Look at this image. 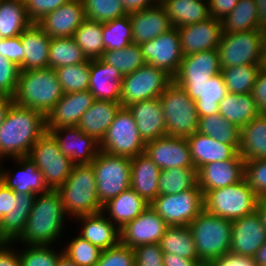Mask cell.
<instances>
[{"mask_svg":"<svg viewBox=\"0 0 266 266\" xmlns=\"http://www.w3.org/2000/svg\"><path fill=\"white\" fill-rule=\"evenodd\" d=\"M46 131L45 116L13 103L0 127V159L26 157Z\"/></svg>","mask_w":266,"mask_h":266,"instance_id":"cell-1","label":"cell"},{"mask_svg":"<svg viewBox=\"0 0 266 266\" xmlns=\"http://www.w3.org/2000/svg\"><path fill=\"white\" fill-rule=\"evenodd\" d=\"M65 216L67 214L57 190L36 195L24 231L14 242L25 243V246L55 243L61 237Z\"/></svg>","mask_w":266,"mask_h":266,"instance_id":"cell-2","label":"cell"},{"mask_svg":"<svg viewBox=\"0 0 266 266\" xmlns=\"http://www.w3.org/2000/svg\"><path fill=\"white\" fill-rule=\"evenodd\" d=\"M63 94L55 69L47 67L21 71L13 101L46 117Z\"/></svg>","mask_w":266,"mask_h":266,"instance_id":"cell-3","label":"cell"},{"mask_svg":"<svg viewBox=\"0 0 266 266\" xmlns=\"http://www.w3.org/2000/svg\"><path fill=\"white\" fill-rule=\"evenodd\" d=\"M198 258L203 265L229 253L232 221L213 215L203 209L188 225Z\"/></svg>","mask_w":266,"mask_h":266,"instance_id":"cell-4","label":"cell"},{"mask_svg":"<svg viewBox=\"0 0 266 266\" xmlns=\"http://www.w3.org/2000/svg\"><path fill=\"white\" fill-rule=\"evenodd\" d=\"M57 191L65 213L73 218L102 211L92 164L74 165L68 179Z\"/></svg>","mask_w":266,"mask_h":266,"instance_id":"cell-5","label":"cell"},{"mask_svg":"<svg viewBox=\"0 0 266 266\" xmlns=\"http://www.w3.org/2000/svg\"><path fill=\"white\" fill-rule=\"evenodd\" d=\"M159 100L163 109L167 135L188 137L198 130L199 117L196 103L174 80L159 96Z\"/></svg>","mask_w":266,"mask_h":266,"instance_id":"cell-6","label":"cell"},{"mask_svg":"<svg viewBox=\"0 0 266 266\" xmlns=\"http://www.w3.org/2000/svg\"><path fill=\"white\" fill-rule=\"evenodd\" d=\"M258 199L245 179L227 187L208 191L203 196L206 211L231 221L254 213L257 210Z\"/></svg>","mask_w":266,"mask_h":266,"instance_id":"cell-7","label":"cell"},{"mask_svg":"<svg viewBox=\"0 0 266 266\" xmlns=\"http://www.w3.org/2000/svg\"><path fill=\"white\" fill-rule=\"evenodd\" d=\"M97 185V195L103 206L130 188L131 158L99 151L91 163Z\"/></svg>","mask_w":266,"mask_h":266,"instance_id":"cell-8","label":"cell"},{"mask_svg":"<svg viewBox=\"0 0 266 266\" xmlns=\"http://www.w3.org/2000/svg\"><path fill=\"white\" fill-rule=\"evenodd\" d=\"M265 38L263 29L222 34L217 48L220 68L261 64Z\"/></svg>","mask_w":266,"mask_h":266,"instance_id":"cell-9","label":"cell"},{"mask_svg":"<svg viewBox=\"0 0 266 266\" xmlns=\"http://www.w3.org/2000/svg\"><path fill=\"white\" fill-rule=\"evenodd\" d=\"M28 157L42 172L49 190H58L68 179L75 165L61 152L57 141L48 131L38 138Z\"/></svg>","mask_w":266,"mask_h":266,"instance_id":"cell-10","label":"cell"},{"mask_svg":"<svg viewBox=\"0 0 266 266\" xmlns=\"http://www.w3.org/2000/svg\"><path fill=\"white\" fill-rule=\"evenodd\" d=\"M173 78L164 70L145 64L134 72L124 75L121 82L120 104H130L159 97Z\"/></svg>","mask_w":266,"mask_h":266,"instance_id":"cell-11","label":"cell"},{"mask_svg":"<svg viewBox=\"0 0 266 266\" xmlns=\"http://www.w3.org/2000/svg\"><path fill=\"white\" fill-rule=\"evenodd\" d=\"M145 145L131 112L127 107H121L100 143V150L111 155L134 158L145 152Z\"/></svg>","mask_w":266,"mask_h":266,"instance_id":"cell-12","label":"cell"},{"mask_svg":"<svg viewBox=\"0 0 266 266\" xmlns=\"http://www.w3.org/2000/svg\"><path fill=\"white\" fill-rule=\"evenodd\" d=\"M168 226H188L204 209L198 184L178 194L158 195L150 204Z\"/></svg>","mask_w":266,"mask_h":266,"instance_id":"cell-13","label":"cell"},{"mask_svg":"<svg viewBox=\"0 0 266 266\" xmlns=\"http://www.w3.org/2000/svg\"><path fill=\"white\" fill-rule=\"evenodd\" d=\"M146 64L164 70L174 78L180 68L183 54L180 35L173 27L153 40L140 44Z\"/></svg>","mask_w":266,"mask_h":266,"instance_id":"cell-14","label":"cell"},{"mask_svg":"<svg viewBox=\"0 0 266 266\" xmlns=\"http://www.w3.org/2000/svg\"><path fill=\"white\" fill-rule=\"evenodd\" d=\"M161 170L195 168L186 137L166 135L145 145L144 152Z\"/></svg>","mask_w":266,"mask_h":266,"instance_id":"cell-15","label":"cell"},{"mask_svg":"<svg viewBox=\"0 0 266 266\" xmlns=\"http://www.w3.org/2000/svg\"><path fill=\"white\" fill-rule=\"evenodd\" d=\"M168 224L149 205L134 220L120 229V243L130 248L159 243Z\"/></svg>","mask_w":266,"mask_h":266,"instance_id":"cell-16","label":"cell"},{"mask_svg":"<svg viewBox=\"0 0 266 266\" xmlns=\"http://www.w3.org/2000/svg\"><path fill=\"white\" fill-rule=\"evenodd\" d=\"M266 242V231L257 210L232 221L231 247L229 253L254 257Z\"/></svg>","mask_w":266,"mask_h":266,"instance_id":"cell-17","label":"cell"},{"mask_svg":"<svg viewBox=\"0 0 266 266\" xmlns=\"http://www.w3.org/2000/svg\"><path fill=\"white\" fill-rule=\"evenodd\" d=\"M46 131L53 135L61 152L69 157L75 165L91 164L100 151V143L77 126Z\"/></svg>","mask_w":266,"mask_h":266,"instance_id":"cell-18","label":"cell"},{"mask_svg":"<svg viewBox=\"0 0 266 266\" xmlns=\"http://www.w3.org/2000/svg\"><path fill=\"white\" fill-rule=\"evenodd\" d=\"M183 56L217 49L223 31L221 20L209 17L205 21L177 28Z\"/></svg>","mask_w":266,"mask_h":266,"instance_id":"cell-19","label":"cell"},{"mask_svg":"<svg viewBox=\"0 0 266 266\" xmlns=\"http://www.w3.org/2000/svg\"><path fill=\"white\" fill-rule=\"evenodd\" d=\"M89 90L64 93L52 110L46 115V130L77 126L82 115L94 103Z\"/></svg>","mask_w":266,"mask_h":266,"instance_id":"cell-20","label":"cell"},{"mask_svg":"<svg viewBox=\"0 0 266 266\" xmlns=\"http://www.w3.org/2000/svg\"><path fill=\"white\" fill-rule=\"evenodd\" d=\"M86 19L82 0H70L44 15L36 23L51 38L73 37L74 32Z\"/></svg>","mask_w":266,"mask_h":266,"instance_id":"cell-21","label":"cell"},{"mask_svg":"<svg viewBox=\"0 0 266 266\" xmlns=\"http://www.w3.org/2000/svg\"><path fill=\"white\" fill-rule=\"evenodd\" d=\"M245 161L238 154L233 160L211 162L197 170L198 186L203 196L213 189L238 183L244 179Z\"/></svg>","mask_w":266,"mask_h":266,"instance_id":"cell-22","label":"cell"},{"mask_svg":"<svg viewBox=\"0 0 266 266\" xmlns=\"http://www.w3.org/2000/svg\"><path fill=\"white\" fill-rule=\"evenodd\" d=\"M133 33V43L141 44L167 32L173 26L164 6L159 2L146 9L129 13Z\"/></svg>","mask_w":266,"mask_h":266,"instance_id":"cell-23","label":"cell"},{"mask_svg":"<svg viewBox=\"0 0 266 266\" xmlns=\"http://www.w3.org/2000/svg\"><path fill=\"white\" fill-rule=\"evenodd\" d=\"M127 108L131 112L145 143L167 135L159 97L130 104Z\"/></svg>","mask_w":266,"mask_h":266,"instance_id":"cell-24","label":"cell"},{"mask_svg":"<svg viewBox=\"0 0 266 266\" xmlns=\"http://www.w3.org/2000/svg\"><path fill=\"white\" fill-rule=\"evenodd\" d=\"M219 73V53L217 49H211L183 56L179 71L173 80L176 83H200Z\"/></svg>","mask_w":266,"mask_h":266,"instance_id":"cell-25","label":"cell"},{"mask_svg":"<svg viewBox=\"0 0 266 266\" xmlns=\"http://www.w3.org/2000/svg\"><path fill=\"white\" fill-rule=\"evenodd\" d=\"M196 103L198 117L219 113V102L228 94L222 73L200 83H177Z\"/></svg>","mask_w":266,"mask_h":266,"instance_id":"cell-26","label":"cell"},{"mask_svg":"<svg viewBox=\"0 0 266 266\" xmlns=\"http://www.w3.org/2000/svg\"><path fill=\"white\" fill-rule=\"evenodd\" d=\"M14 160L19 163L15 176L5 171L0 166V182L12 189L15 193L44 194L49 191L43 178L42 172L28 157H17Z\"/></svg>","mask_w":266,"mask_h":266,"instance_id":"cell-27","label":"cell"},{"mask_svg":"<svg viewBox=\"0 0 266 266\" xmlns=\"http://www.w3.org/2000/svg\"><path fill=\"white\" fill-rule=\"evenodd\" d=\"M123 75L100 59H90L89 91L95 100L120 102Z\"/></svg>","mask_w":266,"mask_h":266,"instance_id":"cell-28","label":"cell"},{"mask_svg":"<svg viewBox=\"0 0 266 266\" xmlns=\"http://www.w3.org/2000/svg\"><path fill=\"white\" fill-rule=\"evenodd\" d=\"M189 144L192 161L198 170L211 162L233 160L239 153L231 144H223L207 135L195 132L186 137Z\"/></svg>","mask_w":266,"mask_h":266,"instance_id":"cell-29","label":"cell"},{"mask_svg":"<svg viewBox=\"0 0 266 266\" xmlns=\"http://www.w3.org/2000/svg\"><path fill=\"white\" fill-rule=\"evenodd\" d=\"M51 37L37 24L32 23L21 34L24 49V62L21 71L36 70L49 67V46Z\"/></svg>","mask_w":266,"mask_h":266,"instance_id":"cell-30","label":"cell"},{"mask_svg":"<svg viewBox=\"0 0 266 266\" xmlns=\"http://www.w3.org/2000/svg\"><path fill=\"white\" fill-rule=\"evenodd\" d=\"M162 170L145 154L131 158L132 188L149 204L159 195V175Z\"/></svg>","mask_w":266,"mask_h":266,"instance_id":"cell-31","label":"cell"},{"mask_svg":"<svg viewBox=\"0 0 266 266\" xmlns=\"http://www.w3.org/2000/svg\"><path fill=\"white\" fill-rule=\"evenodd\" d=\"M104 215V212L100 211L76 217L78 221H82L81 225L83 224L79 236L101 250L109 249L120 242V229Z\"/></svg>","mask_w":266,"mask_h":266,"instance_id":"cell-32","label":"cell"},{"mask_svg":"<svg viewBox=\"0 0 266 266\" xmlns=\"http://www.w3.org/2000/svg\"><path fill=\"white\" fill-rule=\"evenodd\" d=\"M121 107L120 102L95 100L90 108L82 115L77 127L101 143Z\"/></svg>","mask_w":266,"mask_h":266,"instance_id":"cell-33","label":"cell"},{"mask_svg":"<svg viewBox=\"0 0 266 266\" xmlns=\"http://www.w3.org/2000/svg\"><path fill=\"white\" fill-rule=\"evenodd\" d=\"M35 197V193H15L13 191L12 211L3 218L0 226V242H14L22 234Z\"/></svg>","mask_w":266,"mask_h":266,"instance_id":"cell-34","label":"cell"},{"mask_svg":"<svg viewBox=\"0 0 266 266\" xmlns=\"http://www.w3.org/2000/svg\"><path fill=\"white\" fill-rule=\"evenodd\" d=\"M149 203L132 188L122 192L103 205L102 211L109 213L110 220L121 229L124 225L140 215Z\"/></svg>","mask_w":266,"mask_h":266,"instance_id":"cell-35","label":"cell"},{"mask_svg":"<svg viewBox=\"0 0 266 266\" xmlns=\"http://www.w3.org/2000/svg\"><path fill=\"white\" fill-rule=\"evenodd\" d=\"M238 153L242 159H266V114H260L241 128Z\"/></svg>","mask_w":266,"mask_h":266,"instance_id":"cell-36","label":"cell"},{"mask_svg":"<svg viewBox=\"0 0 266 266\" xmlns=\"http://www.w3.org/2000/svg\"><path fill=\"white\" fill-rule=\"evenodd\" d=\"M160 3L175 28L205 21L210 17L208 0H160Z\"/></svg>","mask_w":266,"mask_h":266,"instance_id":"cell-37","label":"cell"},{"mask_svg":"<svg viewBox=\"0 0 266 266\" xmlns=\"http://www.w3.org/2000/svg\"><path fill=\"white\" fill-rule=\"evenodd\" d=\"M219 114L240 129L260 115L252 93H228L219 102Z\"/></svg>","mask_w":266,"mask_h":266,"instance_id":"cell-38","label":"cell"},{"mask_svg":"<svg viewBox=\"0 0 266 266\" xmlns=\"http://www.w3.org/2000/svg\"><path fill=\"white\" fill-rule=\"evenodd\" d=\"M32 23L24 0L0 1V36L3 39L21 35Z\"/></svg>","mask_w":266,"mask_h":266,"instance_id":"cell-39","label":"cell"},{"mask_svg":"<svg viewBox=\"0 0 266 266\" xmlns=\"http://www.w3.org/2000/svg\"><path fill=\"white\" fill-rule=\"evenodd\" d=\"M223 34L261 29L256 0H239L230 14L221 20Z\"/></svg>","mask_w":266,"mask_h":266,"instance_id":"cell-40","label":"cell"},{"mask_svg":"<svg viewBox=\"0 0 266 266\" xmlns=\"http://www.w3.org/2000/svg\"><path fill=\"white\" fill-rule=\"evenodd\" d=\"M197 132L223 144H231L239 150L241 129L219 113L199 117Z\"/></svg>","mask_w":266,"mask_h":266,"instance_id":"cell-41","label":"cell"},{"mask_svg":"<svg viewBox=\"0 0 266 266\" xmlns=\"http://www.w3.org/2000/svg\"><path fill=\"white\" fill-rule=\"evenodd\" d=\"M159 245L163 253L176 254L187 259H199L188 226H168Z\"/></svg>","mask_w":266,"mask_h":266,"instance_id":"cell-42","label":"cell"},{"mask_svg":"<svg viewBox=\"0 0 266 266\" xmlns=\"http://www.w3.org/2000/svg\"><path fill=\"white\" fill-rule=\"evenodd\" d=\"M87 60L73 37L51 38L49 46L50 68L76 65Z\"/></svg>","mask_w":266,"mask_h":266,"instance_id":"cell-43","label":"cell"},{"mask_svg":"<svg viewBox=\"0 0 266 266\" xmlns=\"http://www.w3.org/2000/svg\"><path fill=\"white\" fill-rule=\"evenodd\" d=\"M198 184L196 168H167L159 175V195L178 194Z\"/></svg>","mask_w":266,"mask_h":266,"instance_id":"cell-44","label":"cell"},{"mask_svg":"<svg viewBox=\"0 0 266 266\" xmlns=\"http://www.w3.org/2000/svg\"><path fill=\"white\" fill-rule=\"evenodd\" d=\"M103 23L85 19L73 38L87 59H99L104 52Z\"/></svg>","mask_w":266,"mask_h":266,"instance_id":"cell-45","label":"cell"},{"mask_svg":"<svg viewBox=\"0 0 266 266\" xmlns=\"http://www.w3.org/2000/svg\"><path fill=\"white\" fill-rule=\"evenodd\" d=\"M99 59L118 69L123 76L146 64L140 45L135 43L120 50H105Z\"/></svg>","mask_w":266,"mask_h":266,"instance_id":"cell-46","label":"cell"},{"mask_svg":"<svg viewBox=\"0 0 266 266\" xmlns=\"http://www.w3.org/2000/svg\"><path fill=\"white\" fill-rule=\"evenodd\" d=\"M261 64H246L221 69L228 93H251Z\"/></svg>","mask_w":266,"mask_h":266,"instance_id":"cell-47","label":"cell"},{"mask_svg":"<svg viewBox=\"0 0 266 266\" xmlns=\"http://www.w3.org/2000/svg\"><path fill=\"white\" fill-rule=\"evenodd\" d=\"M102 34L104 51L120 50L133 43L129 14L103 23Z\"/></svg>","mask_w":266,"mask_h":266,"instance_id":"cell-48","label":"cell"},{"mask_svg":"<svg viewBox=\"0 0 266 266\" xmlns=\"http://www.w3.org/2000/svg\"><path fill=\"white\" fill-rule=\"evenodd\" d=\"M55 71L64 93L89 89L90 59L80 64L56 68Z\"/></svg>","mask_w":266,"mask_h":266,"instance_id":"cell-49","label":"cell"},{"mask_svg":"<svg viewBox=\"0 0 266 266\" xmlns=\"http://www.w3.org/2000/svg\"><path fill=\"white\" fill-rule=\"evenodd\" d=\"M88 20L105 23L126 14L121 0H82Z\"/></svg>","mask_w":266,"mask_h":266,"instance_id":"cell-50","label":"cell"},{"mask_svg":"<svg viewBox=\"0 0 266 266\" xmlns=\"http://www.w3.org/2000/svg\"><path fill=\"white\" fill-rule=\"evenodd\" d=\"M63 248V255L78 266H94L100 258L102 250L88 240L77 236Z\"/></svg>","mask_w":266,"mask_h":266,"instance_id":"cell-51","label":"cell"},{"mask_svg":"<svg viewBox=\"0 0 266 266\" xmlns=\"http://www.w3.org/2000/svg\"><path fill=\"white\" fill-rule=\"evenodd\" d=\"M26 249L19 251L21 266H56L63 250L58 253L51 245H26ZM21 252V253H20Z\"/></svg>","mask_w":266,"mask_h":266,"instance_id":"cell-52","label":"cell"},{"mask_svg":"<svg viewBox=\"0 0 266 266\" xmlns=\"http://www.w3.org/2000/svg\"><path fill=\"white\" fill-rule=\"evenodd\" d=\"M94 266H136L134 251L119 242L116 246L102 250Z\"/></svg>","mask_w":266,"mask_h":266,"instance_id":"cell-53","label":"cell"},{"mask_svg":"<svg viewBox=\"0 0 266 266\" xmlns=\"http://www.w3.org/2000/svg\"><path fill=\"white\" fill-rule=\"evenodd\" d=\"M244 179L260 198L266 193V159L248 160L244 166Z\"/></svg>","mask_w":266,"mask_h":266,"instance_id":"cell-54","label":"cell"},{"mask_svg":"<svg viewBox=\"0 0 266 266\" xmlns=\"http://www.w3.org/2000/svg\"><path fill=\"white\" fill-rule=\"evenodd\" d=\"M20 72L17 64L0 55V96L13 98Z\"/></svg>","mask_w":266,"mask_h":266,"instance_id":"cell-55","label":"cell"},{"mask_svg":"<svg viewBox=\"0 0 266 266\" xmlns=\"http://www.w3.org/2000/svg\"><path fill=\"white\" fill-rule=\"evenodd\" d=\"M133 251L136 266H164L159 243L139 245Z\"/></svg>","mask_w":266,"mask_h":266,"instance_id":"cell-56","label":"cell"},{"mask_svg":"<svg viewBox=\"0 0 266 266\" xmlns=\"http://www.w3.org/2000/svg\"><path fill=\"white\" fill-rule=\"evenodd\" d=\"M70 0H24L29 19L36 23L44 15L54 11Z\"/></svg>","mask_w":266,"mask_h":266,"instance_id":"cell-57","label":"cell"},{"mask_svg":"<svg viewBox=\"0 0 266 266\" xmlns=\"http://www.w3.org/2000/svg\"><path fill=\"white\" fill-rule=\"evenodd\" d=\"M24 49L21 44V35L5 38L0 43V55L14 62L19 67L24 62Z\"/></svg>","mask_w":266,"mask_h":266,"instance_id":"cell-58","label":"cell"},{"mask_svg":"<svg viewBox=\"0 0 266 266\" xmlns=\"http://www.w3.org/2000/svg\"><path fill=\"white\" fill-rule=\"evenodd\" d=\"M252 95L260 114H266V72L262 69L257 75Z\"/></svg>","mask_w":266,"mask_h":266,"instance_id":"cell-59","label":"cell"},{"mask_svg":"<svg viewBox=\"0 0 266 266\" xmlns=\"http://www.w3.org/2000/svg\"><path fill=\"white\" fill-rule=\"evenodd\" d=\"M205 266H257L253 257L227 253L218 259L212 260Z\"/></svg>","mask_w":266,"mask_h":266,"instance_id":"cell-60","label":"cell"},{"mask_svg":"<svg viewBox=\"0 0 266 266\" xmlns=\"http://www.w3.org/2000/svg\"><path fill=\"white\" fill-rule=\"evenodd\" d=\"M239 0H208L210 17L222 20L231 13Z\"/></svg>","mask_w":266,"mask_h":266,"instance_id":"cell-61","label":"cell"},{"mask_svg":"<svg viewBox=\"0 0 266 266\" xmlns=\"http://www.w3.org/2000/svg\"><path fill=\"white\" fill-rule=\"evenodd\" d=\"M10 244L12 242H0V266H21L18 252Z\"/></svg>","mask_w":266,"mask_h":266,"instance_id":"cell-62","label":"cell"},{"mask_svg":"<svg viewBox=\"0 0 266 266\" xmlns=\"http://www.w3.org/2000/svg\"><path fill=\"white\" fill-rule=\"evenodd\" d=\"M164 266H203L199 259H187L171 253H163Z\"/></svg>","mask_w":266,"mask_h":266,"instance_id":"cell-63","label":"cell"},{"mask_svg":"<svg viewBox=\"0 0 266 266\" xmlns=\"http://www.w3.org/2000/svg\"><path fill=\"white\" fill-rule=\"evenodd\" d=\"M13 206V190L6 187L0 182V211L3 216L12 211Z\"/></svg>","mask_w":266,"mask_h":266,"instance_id":"cell-64","label":"cell"},{"mask_svg":"<svg viewBox=\"0 0 266 266\" xmlns=\"http://www.w3.org/2000/svg\"><path fill=\"white\" fill-rule=\"evenodd\" d=\"M126 12L132 13L139 10L146 9L160 2V0H121Z\"/></svg>","mask_w":266,"mask_h":266,"instance_id":"cell-65","label":"cell"},{"mask_svg":"<svg viewBox=\"0 0 266 266\" xmlns=\"http://www.w3.org/2000/svg\"><path fill=\"white\" fill-rule=\"evenodd\" d=\"M13 103V98L9 96H0V127Z\"/></svg>","mask_w":266,"mask_h":266,"instance_id":"cell-66","label":"cell"},{"mask_svg":"<svg viewBox=\"0 0 266 266\" xmlns=\"http://www.w3.org/2000/svg\"><path fill=\"white\" fill-rule=\"evenodd\" d=\"M259 26L261 29L266 31V0H256Z\"/></svg>","mask_w":266,"mask_h":266,"instance_id":"cell-67","label":"cell"},{"mask_svg":"<svg viewBox=\"0 0 266 266\" xmlns=\"http://www.w3.org/2000/svg\"><path fill=\"white\" fill-rule=\"evenodd\" d=\"M253 258L257 266H266V242L257 250Z\"/></svg>","mask_w":266,"mask_h":266,"instance_id":"cell-68","label":"cell"},{"mask_svg":"<svg viewBox=\"0 0 266 266\" xmlns=\"http://www.w3.org/2000/svg\"><path fill=\"white\" fill-rule=\"evenodd\" d=\"M257 212L260 214L266 231V203L261 198H259L257 202Z\"/></svg>","mask_w":266,"mask_h":266,"instance_id":"cell-69","label":"cell"},{"mask_svg":"<svg viewBox=\"0 0 266 266\" xmlns=\"http://www.w3.org/2000/svg\"><path fill=\"white\" fill-rule=\"evenodd\" d=\"M56 266H78V265H76L74 262L69 260L65 255H62L59 258Z\"/></svg>","mask_w":266,"mask_h":266,"instance_id":"cell-70","label":"cell"},{"mask_svg":"<svg viewBox=\"0 0 266 266\" xmlns=\"http://www.w3.org/2000/svg\"><path fill=\"white\" fill-rule=\"evenodd\" d=\"M261 69L266 72V38L263 46V56H262V63Z\"/></svg>","mask_w":266,"mask_h":266,"instance_id":"cell-71","label":"cell"},{"mask_svg":"<svg viewBox=\"0 0 266 266\" xmlns=\"http://www.w3.org/2000/svg\"><path fill=\"white\" fill-rule=\"evenodd\" d=\"M3 218H4V216L2 215V213L0 211V226H1L2 222H3Z\"/></svg>","mask_w":266,"mask_h":266,"instance_id":"cell-72","label":"cell"},{"mask_svg":"<svg viewBox=\"0 0 266 266\" xmlns=\"http://www.w3.org/2000/svg\"><path fill=\"white\" fill-rule=\"evenodd\" d=\"M266 203V193L260 197Z\"/></svg>","mask_w":266,"mask_h":266,"instance_id":"cell-73","label":"cell"}]
</instances>
